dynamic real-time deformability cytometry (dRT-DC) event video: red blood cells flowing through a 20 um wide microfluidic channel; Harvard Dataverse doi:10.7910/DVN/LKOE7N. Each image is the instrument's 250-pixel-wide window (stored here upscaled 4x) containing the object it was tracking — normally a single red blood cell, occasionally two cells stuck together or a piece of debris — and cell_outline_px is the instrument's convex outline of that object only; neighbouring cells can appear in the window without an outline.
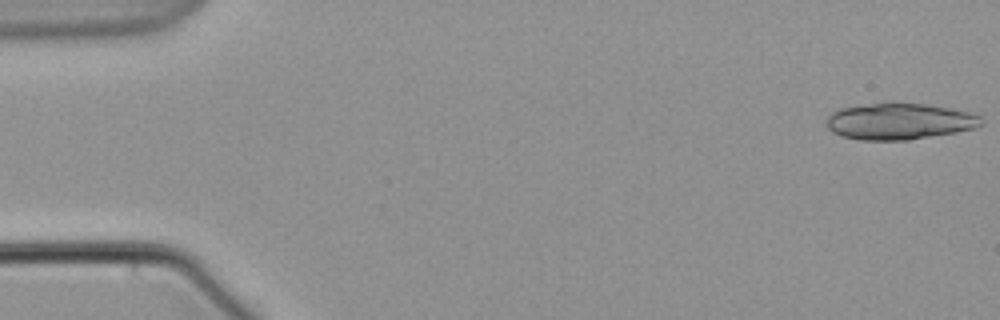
{"species": "common noctule bat (a hibernating species)", "species_latin": "Nyctalus noctula", "temperature_condition": "warm", "stored_images_in_passage": 5, "camera_frame_rate_fps": 3000, "um_per_image_px": 0.085, "animal": {"sex": "male", "body_mass_g": 21.5, "forearm_length_mm": 52.0}, "frame": {"image": 1, "passage_image": 1, "time_ms": 0.0, "image_size_px": [1000, 320], "cell_outline_px": [[984, 124], [972, 128], [956, 132], [908, 140], [860, 140], [840, 136], [832, 132], [828, 128], [828, 116], [832, 112], [840, 108], [892, 100], [924, 104], [948, 108], [968, 112], [980, 116], [984, 120]], "centroid_in_image_um": [76.42, 10.29], "position_along_channel_um": 8.6, "area_um2": 33.23}}